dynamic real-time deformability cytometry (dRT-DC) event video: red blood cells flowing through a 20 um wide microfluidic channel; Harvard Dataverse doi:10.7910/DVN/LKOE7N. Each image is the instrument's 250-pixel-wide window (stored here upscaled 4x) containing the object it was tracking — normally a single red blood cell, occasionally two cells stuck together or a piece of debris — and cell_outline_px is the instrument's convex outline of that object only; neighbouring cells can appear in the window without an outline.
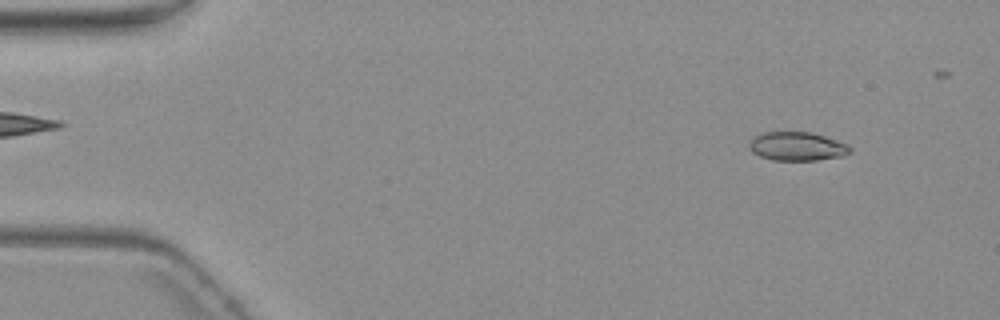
{"species": "common noctule bat (a hibernating species)", "species_latin": "Nyctalus noctula", "temperature_condition": "warm", "stored_images_in_passage": 5, "segment_of_instrument_passage": [2, 2], "camera_frame_rate_fps": 3000, "um_per_image_px": 0.085, "animal": {"sex": "female", "body_mass_g": 19.3, "forearm_length_mm": 54.1}, "frame": {"image": 1, "passage_image": 5, "time_ms": 5.667, "image_size_px": [1000, 320], "cell_outline_px": [[852, 152], [844, 156], [816, 160], [772, 160], [760, 156], [752, 152], [748, 144], [752, 136], [764, 132], [812, 132], [848, 144], [852, 148]], "centroid_in_image_um": [67.76, 12.44], "position_along_channel_um": 17.2, "area_um2": 17.05}}